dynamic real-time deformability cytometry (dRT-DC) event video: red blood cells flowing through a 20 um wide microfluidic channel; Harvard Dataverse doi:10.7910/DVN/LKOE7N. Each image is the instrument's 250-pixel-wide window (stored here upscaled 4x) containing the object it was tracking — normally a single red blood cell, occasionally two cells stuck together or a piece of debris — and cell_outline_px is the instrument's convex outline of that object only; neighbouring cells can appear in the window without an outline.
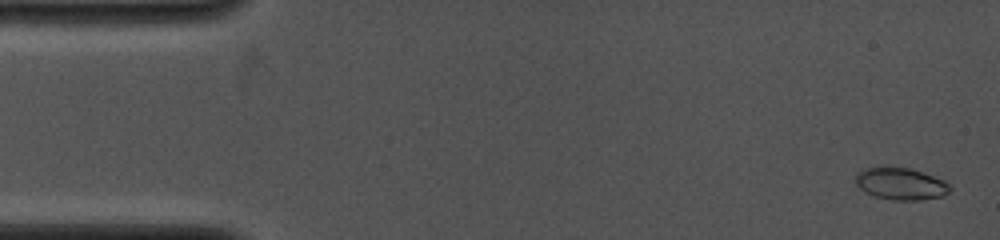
{"species": "common noctule bat (a hibernating species)", "species_latin": "Nyctalus noctula", "temperature_condition": "cold", "stored_images_in_passage": 35, "camera_frame_rate_fps": 4000, "um_per_image_px": 0.085, "animal": {"sex": "female", "body_mass_g": 19.0, "forearm_length_mm": 53.3}, "frame": {"image": 1, "passage_image": 1, "time_ms": 0.0, "image_size_px": [1000, 240], "cell_outline_px": [[952, 188], [944, 196], [920, 200], [892, 200], [872, 196], [864, 192], [856, 184], [856, 172], [868, 168], [884, 164], [912, 168], [944, 180]], "centroid_in_image_um": [76.54, 15.59], "position_along_channel_um": 8.5, "area_um2": 18.21}}
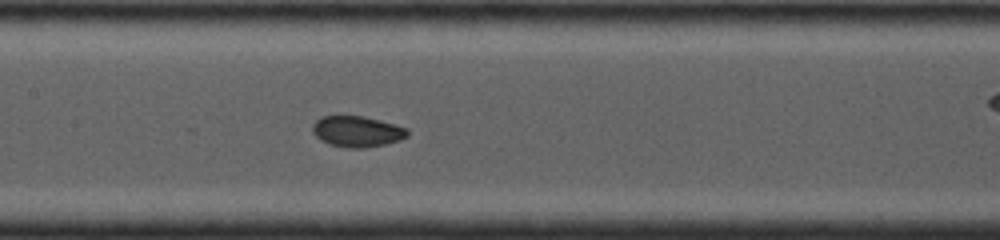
{"frame": {"image": 2, "passage_image": 17, "time_ms": 6.75, "image_size_px": [1000, 240], "cell_outline_px": [[408, 136], [400, 140], [384, 144], [364, 148], [352, 148], [328, 144], [320, 140], [312, 132], [312, 124], [320, 116], [364, 116], [380, 120], [408, 128]], "centroid_in_image_um": [30.34, 11.17], "position_along_channel_um": 177.1, "area_um2": 17.17}}
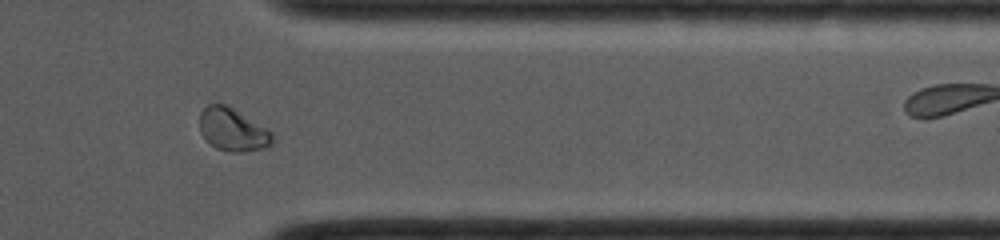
{"frame": {"image": 3, "passage_image": 29, "time_ms": 11.75, "image_size_px": [1000, 240], "cell_outline_px": [[276, 140], [268, 148], [244, 152], [228, 152], [216, 148], [208, 144], [200, 132], [200, 112], [208, 104], [224, 104], [232, 108], [268, 128], [272, 132]], "centroid_in_image_um": [19.81, 11.06], "position_along_channel_um": 391.6, "area_um2": 18.55}}